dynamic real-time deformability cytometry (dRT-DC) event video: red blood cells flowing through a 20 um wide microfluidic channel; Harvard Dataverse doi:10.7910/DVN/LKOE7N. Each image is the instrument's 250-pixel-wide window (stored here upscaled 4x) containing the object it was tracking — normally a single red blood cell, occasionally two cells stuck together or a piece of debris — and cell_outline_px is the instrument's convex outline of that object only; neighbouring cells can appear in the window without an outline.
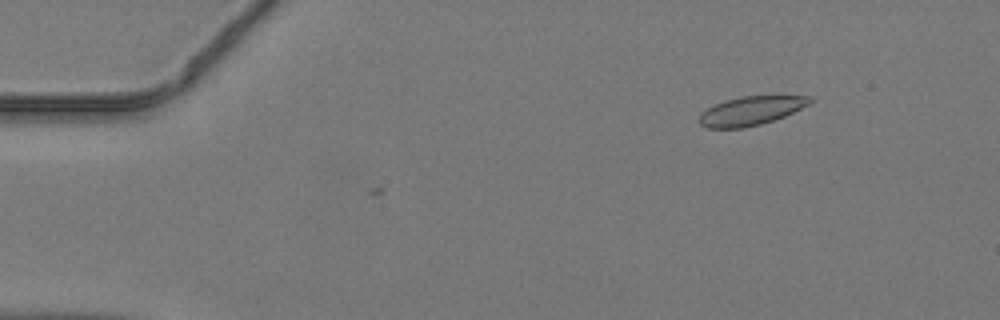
{"species": "common noctule bat (a hibernating species)", "species_latin": "Nyctalus noctula", "temperature_condition": "warm", "stored_images_in_passage": 9, "camera_frame_rate_fps": 3000, "um_per_image_px": 0.085, "animal": {"sex": "male", "body_mass_g": 19.2, "forearm_length_mm": 51.8}, "frame": {"image": 1, "passage_image": 1, "time_ms": 0.0, "image_size_px": [1000, 320], "cell_outline_px": [[812, 104], [784, 116], [760, 124], [744, 128], [708, 128], [700, 124], [700, 112], [724, 100], [740, 96], [812, 96]], "centroid_in_image_um": [63.85, 9.41], "position_along_channel_um": 21.2, "area_um2": 18.55}}